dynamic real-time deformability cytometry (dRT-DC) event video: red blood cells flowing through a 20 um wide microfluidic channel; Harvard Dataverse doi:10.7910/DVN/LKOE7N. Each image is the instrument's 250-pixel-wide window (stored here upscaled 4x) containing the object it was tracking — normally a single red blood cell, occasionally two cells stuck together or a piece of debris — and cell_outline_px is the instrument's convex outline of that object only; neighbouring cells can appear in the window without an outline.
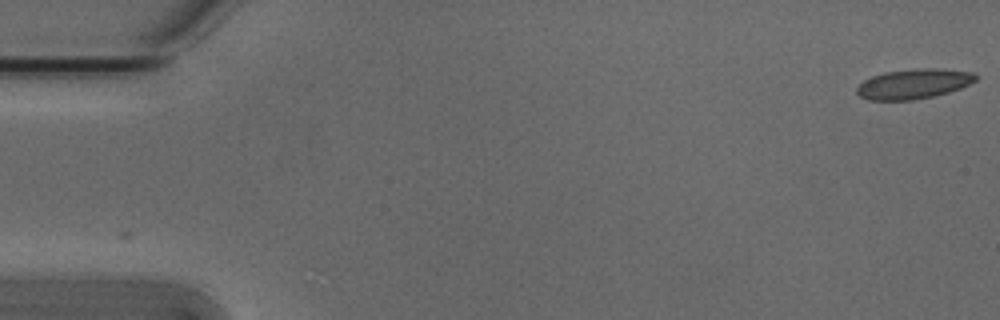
{"species": "Egyptian fruit bat (a non-hibernating species)", "species_latin": "Rousettus aegyptiacus", "temperature_condition": "cold", "stored_images_in_passage": 4, "camera_frame_rate_fps": 3000, "um_per_image_px": 0.085, "animal": {"sex": "male"}, "frame": {"image": 1, "passage_image": 1, "time_ms": 0.0, "image_size_px": [1000, 320], "cell_outline_px": [[976, 80], [960, 88], [948, 92], [932, 96], [912, 100], [868, 100], [860, 96], [856, 92], [856, 88], [864, 80], [872, 76], [884, 72], [916, 68], [936, 68], [972, 72], [976, 76]], "centroid_in_image_um": [77.62, 7.12], "position_along_channel_um": 7.4, "area_um2": 20.58}}
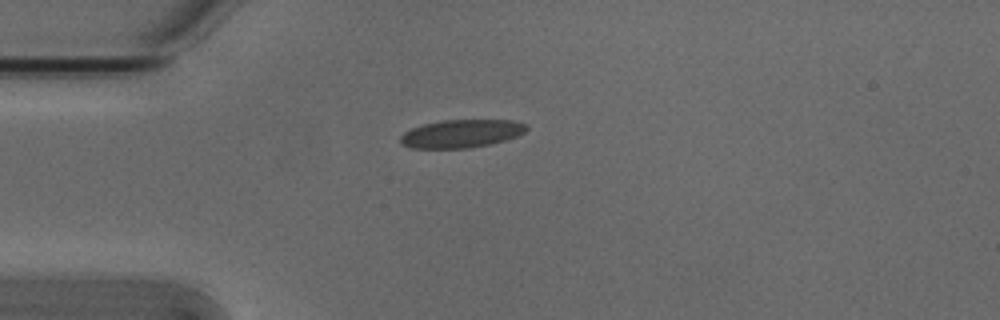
{"frame": {"image": 2, "passage_image": 4, "time_ms": 1.0, "image_size_px": [1000, 320], "cell_outline_px": [[528, 128], [524, 132], [516, 136], [504, 140], [488, 144], [468, 148], [412, 148], [400, 144], [400, 136], [404, 132], [412, 128], [424, 124], [444, 120], [512, 120], [528, 124]], "centroid_in_image_um": [39.2, 11.35], "position_along_channel_um": 45.8, "area_um2": 20.52}}